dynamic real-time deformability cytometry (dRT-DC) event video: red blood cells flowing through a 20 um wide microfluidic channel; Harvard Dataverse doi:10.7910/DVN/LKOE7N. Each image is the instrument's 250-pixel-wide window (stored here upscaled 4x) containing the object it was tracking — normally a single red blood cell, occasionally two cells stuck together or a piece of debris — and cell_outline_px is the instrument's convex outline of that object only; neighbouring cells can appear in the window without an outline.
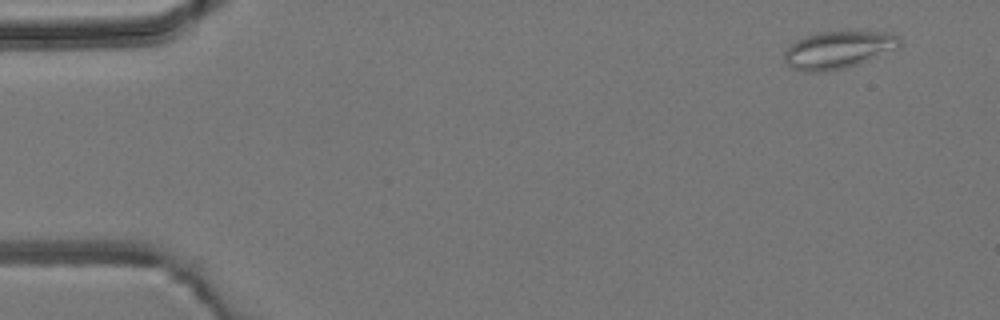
{"species": "common noctule bat (a hibernating species)", "species_latin": "Nyctalus noctula", "temperature_condition": "room temperature", "stored_images_in_passage": 4, "camera_frame_rate_fps": 3000, "um_per_image_px": 0.085, "animal": {"sex": "male", "body_mass_g": 19.2, "forearm_length_mm": 51.8}, "frame": {"image": 1, "passage_image": 1, "time_ms": 0.0, "image_size_px": [1000, 320], "cell_outline_px": [[900, 44], [896, 48], [856, 64], [844, 68], [824, 72], [800, 72], [784, 64], [784, 52], [796, 40], [804, 36], [816, 32], [856, 28], [888, 32], [900, 36]], "centroid_in_image_um": [71.22, 4.18], "position_along_channel_um": 13.8, "area_um2": 26.01}}